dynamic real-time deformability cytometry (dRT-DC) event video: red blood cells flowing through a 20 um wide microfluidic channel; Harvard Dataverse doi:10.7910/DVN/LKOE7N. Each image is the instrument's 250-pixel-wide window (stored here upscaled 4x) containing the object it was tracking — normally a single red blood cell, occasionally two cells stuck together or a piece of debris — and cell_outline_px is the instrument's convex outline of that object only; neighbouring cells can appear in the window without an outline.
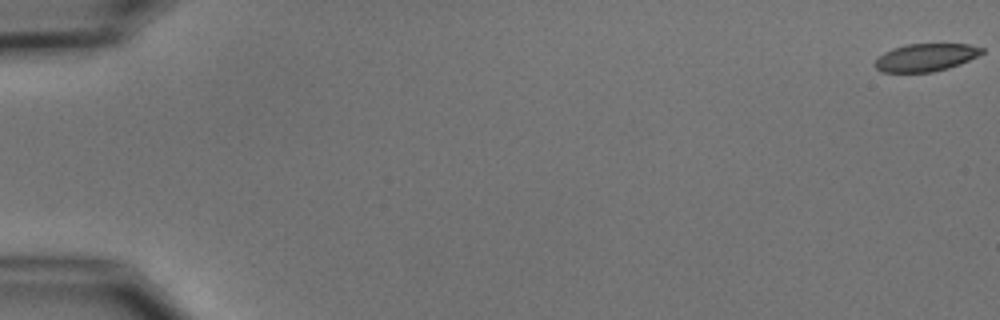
{"species": "common noctule bat (a hibernating species)", "species_latin": "Nyctalus noctula", "temperature_condition": "cold", "stored_images_in_passage": 6, "camera_frame_rate_fps": 3000, "um_per_image_px": 0.085, "animal": {"sex": "male", "body_mass_g": 15.6}, "frame": {"image": 1, "passage_image": 1, "time_ms": 0.0, "image_size_px": [1000, 320], "cell_outline_px": [[984, 52], [960, 64], [948, 68], [932, 72], [880, 72], [876, 68], [876, 60], [884, 52], [892, 48], [908, 44], [968, 44], [984, 48]], "centroid_in_image_um": [78.69, 4.88], "position_along_channel_um": 6.3, "area_um2": 17.11}}
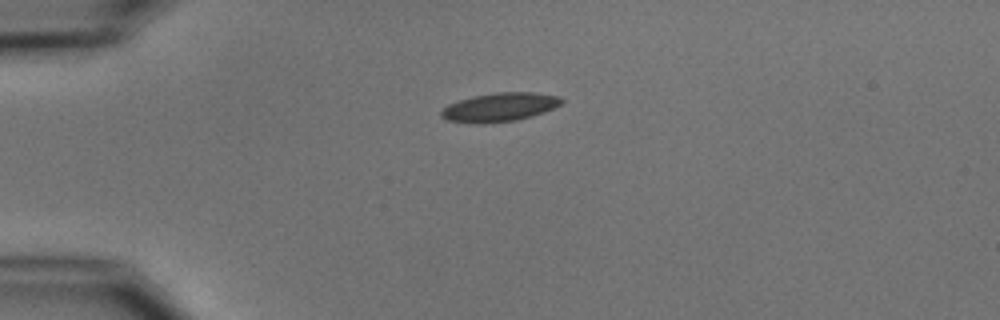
{"frame": {"image": 2, "passage_image": 5, "time_ms": 4.667, "image_size_px": [1000, 320], "cell_outline_px": [[564, 100], [560, 104], [544, 112], [532, 116], [516, 120], [480, 124], [472, 124], [448, 120], [440, 116], [440, 112], [448, 104], [472, 96], [496, 92], [536, 92], [560, 96]], "centroid_in_image_um": [42.46, 9.11], "position_along_channel_um": 42.5, "area_um2": 20.23}}